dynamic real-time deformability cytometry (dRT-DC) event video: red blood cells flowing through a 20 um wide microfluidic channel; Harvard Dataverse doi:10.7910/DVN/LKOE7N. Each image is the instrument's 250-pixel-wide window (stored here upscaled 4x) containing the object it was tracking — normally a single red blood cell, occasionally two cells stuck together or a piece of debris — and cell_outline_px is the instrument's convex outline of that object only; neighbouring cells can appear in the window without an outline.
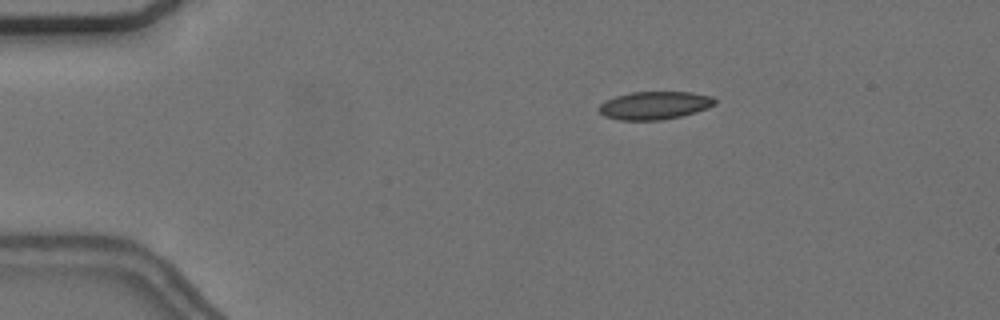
{"species": "common noctule bat (a hibernating species)", "species_latin": "Nyctalus noctula", "temperature_condition": "cold", "stored_images_in_passage": 8, "camera_frame_rate_fps": 3000, "um_per_image_px": 0.085, "animal": {"sex": "female", "body_mass_g": 24.6, "forearm_length_mm": 56.2}, "frame": {"image": 1, "passage_image": 3, "time_ms": 0.667, "image_size_px": [1000, 320], "cell_outline_px": [[716, 104], [708, 108], [696, 112], [680, 116], [660, 120], [620, 120], [604, 116], [600, 112], [600, 104], [616, 96], [632, 92], [692, 92], [712, 96], [716, 100]], "centroid_in_image_um": [55.68, 8.96], "position_along_channel_um": 29.3, "area_um2": 18.79}}